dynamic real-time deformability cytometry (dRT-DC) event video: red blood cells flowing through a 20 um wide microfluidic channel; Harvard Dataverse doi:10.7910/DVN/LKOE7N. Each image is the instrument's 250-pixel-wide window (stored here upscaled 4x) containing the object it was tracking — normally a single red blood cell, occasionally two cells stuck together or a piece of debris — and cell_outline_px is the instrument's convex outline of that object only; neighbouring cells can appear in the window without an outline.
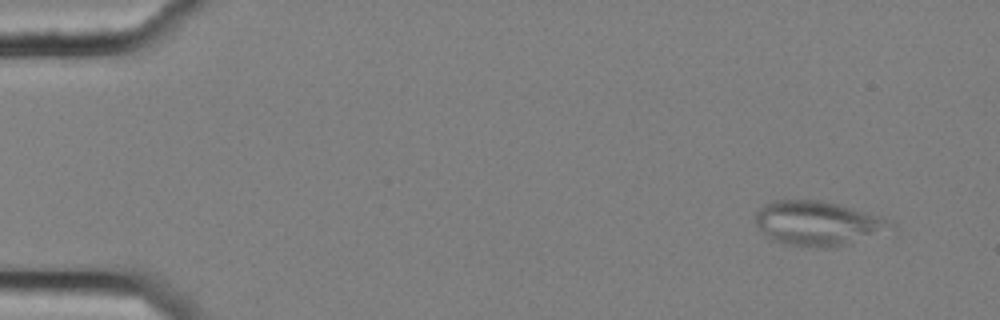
{"species": "common noctule bat (a hibernating species)", "species_latin": "Nyctalus noctula", "temperature_condition": "cold", "stored_images_in_passage": 4, "camera_frame_rate_fps": 3000, "um_per_image_px": 0.085, "animal": {"sex": "female", "body_mass_g": 25.1}, "frame": {"image": 1, "passage_image": 1, "time_ms": 0.0, "image_size_px": [1000, 320], "cell_outline_px": [[896, 236], [828, 248], [820, 248], [784, 244], [772, 240], [756, 224], [756, 212], [764, 204], [772, 200], [824, 200], [840, 204], [884, 216], [896, 220]], "centroid_in_image_um": [69.81, 19.01], "position_along_channel_um": 15.2, "area_um2": 37.17}}